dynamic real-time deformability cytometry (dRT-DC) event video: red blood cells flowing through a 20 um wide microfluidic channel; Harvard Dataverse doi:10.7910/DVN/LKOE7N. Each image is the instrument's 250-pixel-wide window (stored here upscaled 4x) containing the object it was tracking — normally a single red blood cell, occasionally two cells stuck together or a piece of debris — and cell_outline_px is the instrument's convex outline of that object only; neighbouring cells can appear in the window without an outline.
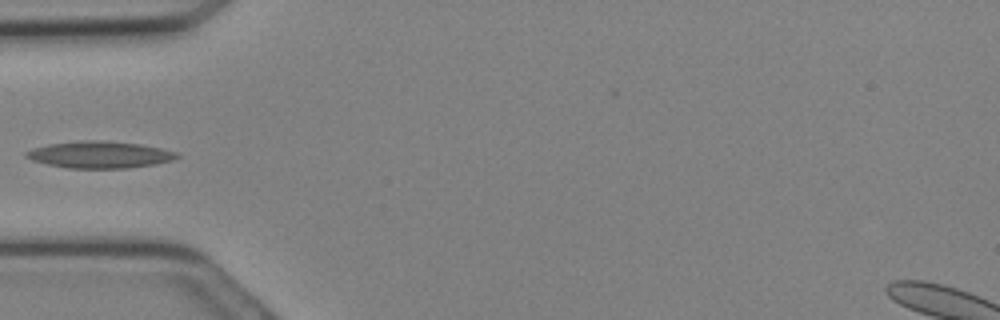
{"species": "Egyptian fruit bat (a non-hibernating species)", "species_latin": "Rousettus aegyptiacus", "temperature_condition": "cold", "stored_images_in_passage": 10, "camera_frame_rate_fps": 3000, "um_per_image_px": 0.085, "animal": {"sex": "female"}, "frame": {"image": 1, "passage_image": 9, "time_ms": 2.667, "image_size_px": [1000, 320], "cell_outline_px": [[180, 156], [172, 160], [152, 164], [128, 168], [68, 168], [48, 164], [32, 160], [24, 156], [24, 152], [32, 148], [48, 144], [80, 140], [108, 140], [140, 144], [160, 148], [176, 152]], "centroid_in_image_um": [8.43, 13.13], "position_along_channel_um": 76.6, "area_um2": 23.58}}